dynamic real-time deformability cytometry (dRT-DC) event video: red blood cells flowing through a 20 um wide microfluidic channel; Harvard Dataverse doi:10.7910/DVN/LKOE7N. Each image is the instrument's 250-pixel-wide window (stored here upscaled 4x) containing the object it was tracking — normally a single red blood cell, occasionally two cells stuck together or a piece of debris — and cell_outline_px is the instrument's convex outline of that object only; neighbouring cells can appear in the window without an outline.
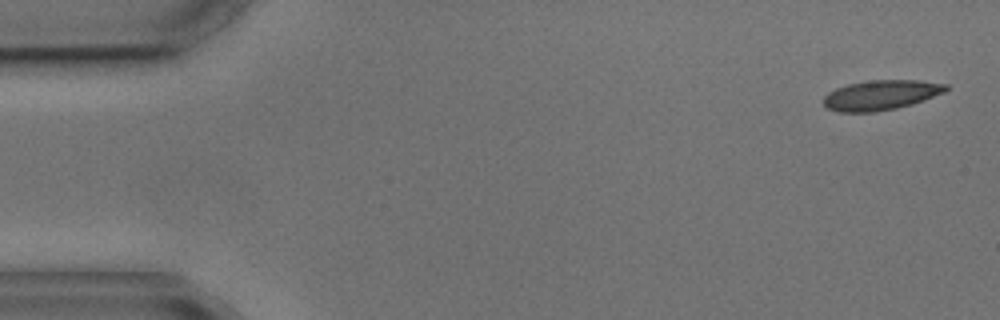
{"species": "common noctule bat (a hibernating species)", "species_latin": "Nyctalus noctula", "temperature_condition": "cold", "stored_images_in_passage": 7, "camera_frame_rate_fps": 3000, "um_per_image_px": 0.085, "animal": {"sex": "male", "body_mass_g": 17.9, "forearm_length_mm": 54.2}, "frame": {"image": 1, "passage_image": 1, "time_ms": 0.0, "image_size_px": [1000, 320], "cell_outline_px": [[948, 88], [944, 92], [924, 100], [912, 104], [896, 108], [876, 112], [840, 112], [828, 108], [824, 104], [824, 96], [828, 92], [836, 88], [848, 84], [872, 80], [920, 80], [948, 84]], "centroid_in_image_um": [74.89, 8.08], "position_along_channel_um": 10.1, "area_um2": 21.27}}
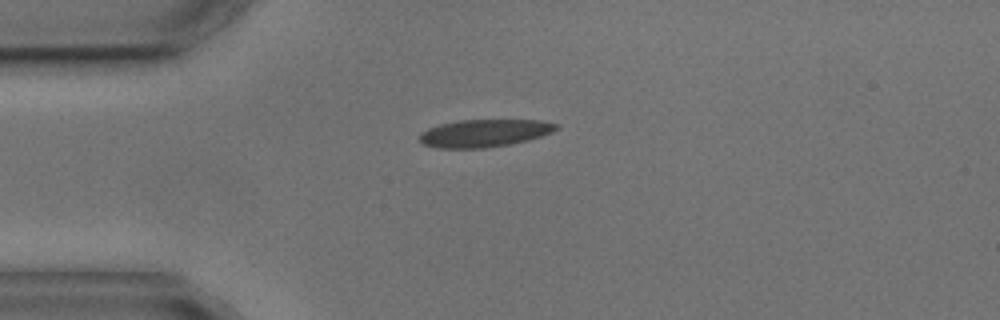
{"frame": {"image": 2, "passage_image": 4, "time_ms": 3.667, "image_size_px": [1000, 320], "cell_outline_px": [[560, 128], [552, 132], [528, 140], [508, 144], [484, 148], [440, 148], [424, 144], [420, 140], [420, 132], [428, 128], [440, 124], [460, 120], [540, 120], [560, 124]], "centroid_in_image_um": [41.2, 11.31], "position_along_channel_um": 43.8, "area_um2": 21.91}}